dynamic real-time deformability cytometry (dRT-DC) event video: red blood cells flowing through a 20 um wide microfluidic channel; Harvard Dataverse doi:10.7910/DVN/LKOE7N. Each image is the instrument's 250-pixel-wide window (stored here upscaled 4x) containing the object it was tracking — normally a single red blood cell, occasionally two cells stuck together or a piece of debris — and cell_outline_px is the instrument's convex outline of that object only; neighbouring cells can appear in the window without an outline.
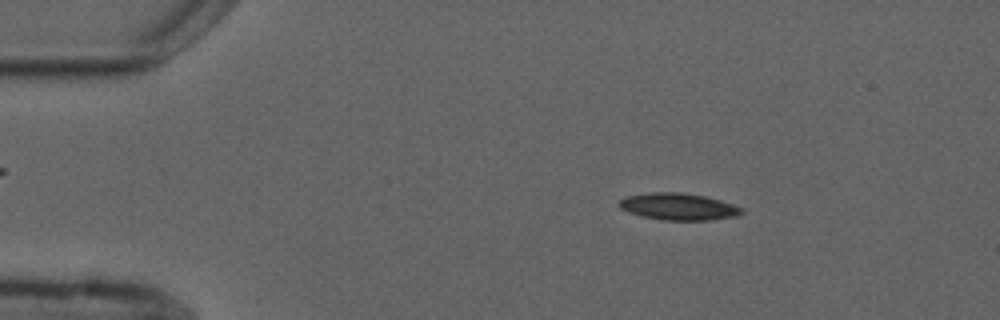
{"species": "common noctule bat (a hibernating species)", "species_latin": "Nyctalus noctula", "temperature_condition": "cold", "stored_images_in_passage": 4, "camera_frame_rate_fps": 3000, "um_per_image_px": 0.085, "animal": {"sex": "male", "forearm_length_mm": 52.5}, "frame": {"image": 1, "passage_image": 2, "time_ms": 1.333, "image_size_px": [1000, 320], "cell_outline_px": [[744, 212], [736, 216], [712, 220], [664, 220], [644, 216], [628, 212], [620, 208], [616, 204], [620, 200], [628, 196], [652, 192], [680, 192], [704, 196], [720, 200], [744, 208]], "centroid_in_image_um": [57.68, 17.56], "position_along_channel_um": 27.3, "area_um2": 19.13}}
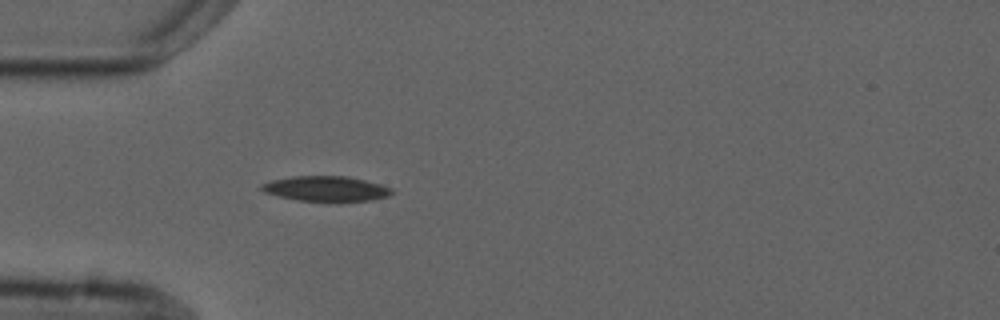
{"frame": {"image": 2, "passage_image": 4, "time_ms": 3.667, "image_size_px": [1000, 320], "cell_outline_px": [[392, 192], [388, 196], [372, 200], [336, 204], [296, 200], [264, 192], [260, 188], [260, 184], [272, 180], [292, 176], [348, 176], [380, 184], [392, 188]], "centroid_in_image_um": [27.73, 16.08], "position_along_channel_um": 57.3, "area_um2": 19.77}}